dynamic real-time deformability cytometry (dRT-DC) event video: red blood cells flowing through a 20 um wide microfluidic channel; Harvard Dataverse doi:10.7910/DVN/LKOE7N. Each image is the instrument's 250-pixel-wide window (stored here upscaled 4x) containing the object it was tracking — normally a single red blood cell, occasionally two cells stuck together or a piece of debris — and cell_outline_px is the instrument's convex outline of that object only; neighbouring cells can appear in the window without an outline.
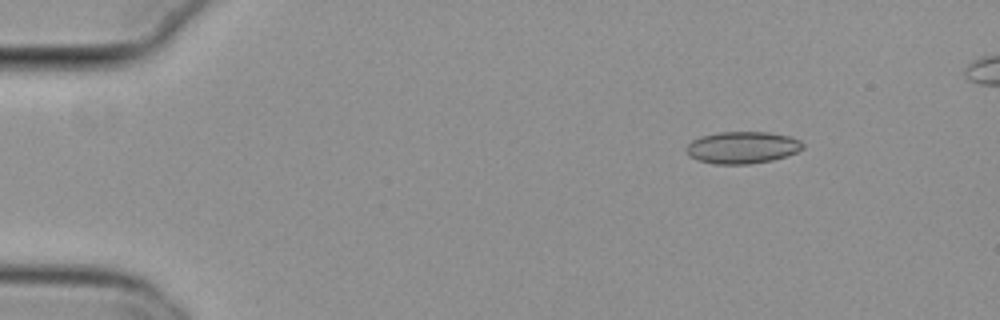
{"species": "common noctule bat (a hibernating species)", "species_latin": "Nyctalus noctula", "temperature_condition": "cold", "stored_images_in_passage": 48, "camera_frame_rate_fps": 3000, "um_per_image_px": 0.085, "animal": {"sex": "female", "body_mass_g": 29.2, "forearm_length_mm": 56.3}, "frame": {"image": 1, "passage_image": 1, "time_ms": 0.0, "image_size_px": [1000, 320], "cell_outline_px": [[804, 148], [796, 152], [772, 160], [748, 164], [716, 164], [700, 160], [688, 156], [684, 148], [692, 140], [700, 136], [720, 132], [768, 132], [788, 136], [800, 140], [804, 144]], "centroid_in_image_um": [63.07, 12.53], "position_along_channel_um": 21.9, "area_um2": 21.68}}
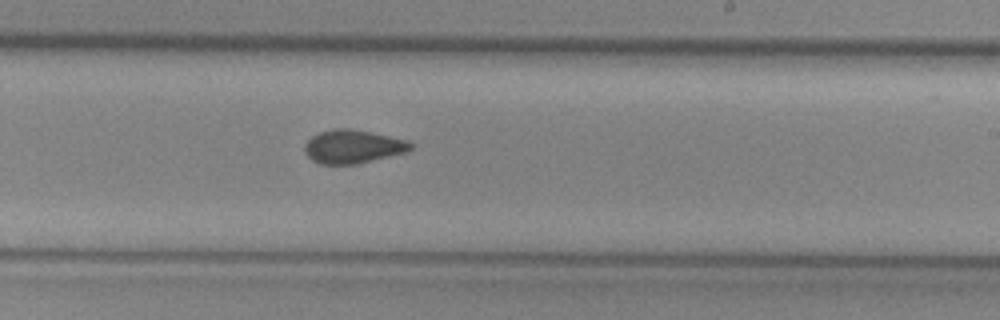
{"frame": {"image": 2, "passage_image": 27, "time_ms": 8.667, "image_size_px": [1000, 320], "cell_outline_px": [[416, 144], [408, 152], [356, 164], [320, 164], [312, 160], [304, 152], [304, 144], [312, 136], [320, 132], [332, 128], [348, 128], [372, 132], [408, 140]], "centroid_in_image_um": [30.02, 12.45], "position_along_channel_um": 259.0, "area_um2": 20.92}}
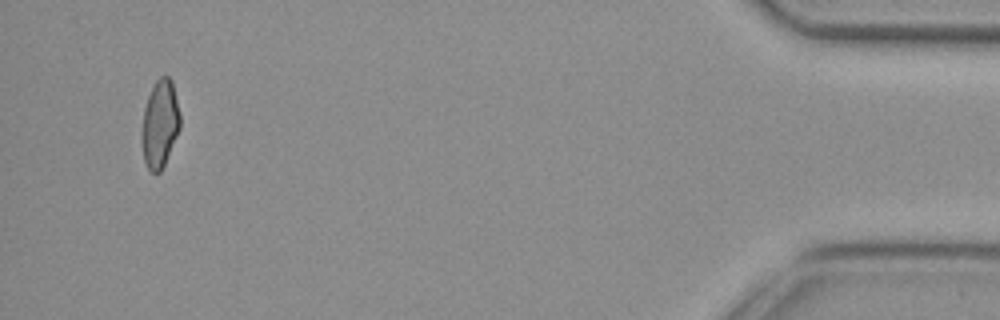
{"frame": {"image": 3, "passage_image": 46, "time_ms": 15.0, "image_size_px": [1000, 320], "cell_outline_px": [[180, 128], [164, 164], [160, 172], [152, 172], [148, 168], [144, 160], [144, 108], [148, 96], [156, 80], [160, 76], [168, 76], [172, 80], [180, 112]], "centroid_in_image_um": [13.64, 10.47], "position_along_channel_um": 421.6, "area_um2": 18.84}, "authors_computed_cell_mechanics": {"area_um2": 20.6924, "velocity_mm_per_s": 3.8074, "shape_relaxation_time_tau1_ms": null, "shape_relaxation_time_tau2_ms": 2.8844, "deformation_change_tau1": null, "deformation_change_tau2": 0.0718}}